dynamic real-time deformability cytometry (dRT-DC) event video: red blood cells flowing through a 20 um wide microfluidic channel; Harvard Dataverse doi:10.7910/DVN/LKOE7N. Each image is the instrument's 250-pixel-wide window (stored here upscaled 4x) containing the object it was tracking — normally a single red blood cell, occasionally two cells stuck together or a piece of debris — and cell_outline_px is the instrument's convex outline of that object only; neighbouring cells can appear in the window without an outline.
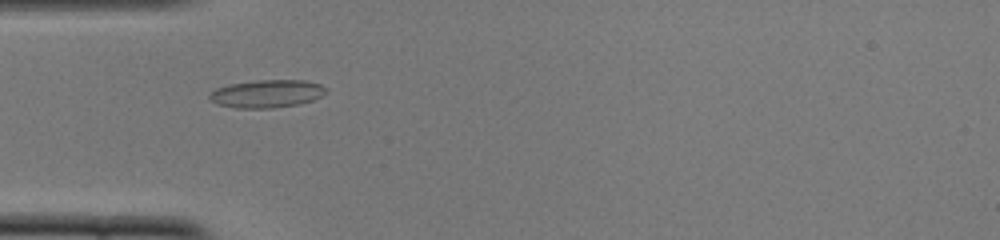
{"species": "common noctule bat (a hibernating species)", "species_latin": "Nyctalus noctula", "temperature_condition": "cold", "stored_images_in_passage": 49, "camera_frame_rate_fps": 3000, "um_per_image_px": 0.085, "animal": {"sex": "female", "body_mass_g": 22.0, "forearm_length_mm": 56.7}, "frame": {"image": 1, "passage_image": 13, "time_ms": 4.0, "image_size_px": [1000, 240], "cell_outline_px": [[328, 92], [312, 100], [300, 104], [272, 108], [236, 108], [216, 104], [208, 100], [208, 96], [216, 88], [228, 84], [256, 80], [308, 80], [320, 84], [328, 88]], "centroid_in_image_um": [22.68, 7.96], "position_along_channel_um": 62.3, "area_um2": 19.19}}
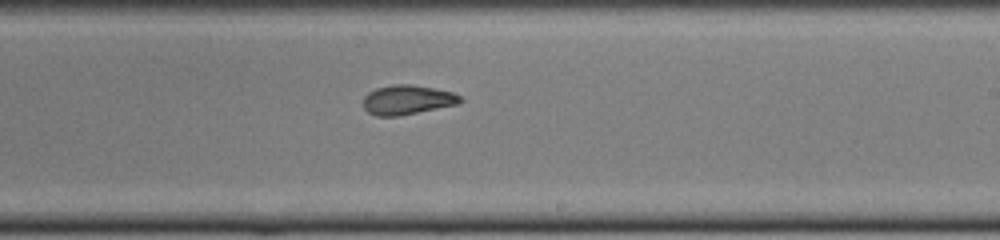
{"frame": {"image": 2, "passage_image": 28, "time_ms": 9.0, "image_size_px": [1000, 240], "cell_outline_px": [[464, 100], [460, 104], [396, 116], [376, 116], [368, 112], [364, 108], [364, 96], [368, 92], [376, 88], [392, 84], [412, 84], [452, 92], [460, 96]], "centroid_in_image_um": [34.62, 8.48], "position_along_channel_um": 254.4, "area_um2": 16.65}}
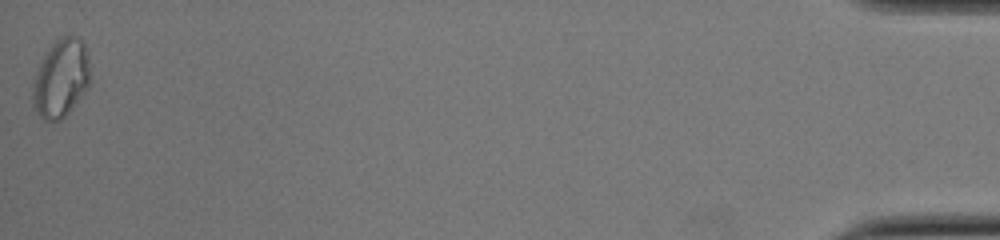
{"frame": {"image": 3, "passage_image": 49, "time_ms": 16.0, "image_size_px": [1000, 240], "cell_outline_px": [[88, 88], [68, 112], [60, 120], [44, 120], [32, 108], [32, 84], [36, 72], [48, 48], [60, 36], [76, 36], [84, 44], [88, 56]], "centroid_in_image_um": [5.14, 6.66], "position_along_channel_um": 430.1, "area_um2": 25.89}, "authors_computed_cell_mechanics": {"area_um2": 17.5712, "velocity_mm_per_s": 3.8672, "shape_relaxation_time_tau1_ms": null, "shape_relaxation_time_tau2_ms": 2.2611, "deformation_change_tau1": null, "deformation_change_tau2": 0.0707}}